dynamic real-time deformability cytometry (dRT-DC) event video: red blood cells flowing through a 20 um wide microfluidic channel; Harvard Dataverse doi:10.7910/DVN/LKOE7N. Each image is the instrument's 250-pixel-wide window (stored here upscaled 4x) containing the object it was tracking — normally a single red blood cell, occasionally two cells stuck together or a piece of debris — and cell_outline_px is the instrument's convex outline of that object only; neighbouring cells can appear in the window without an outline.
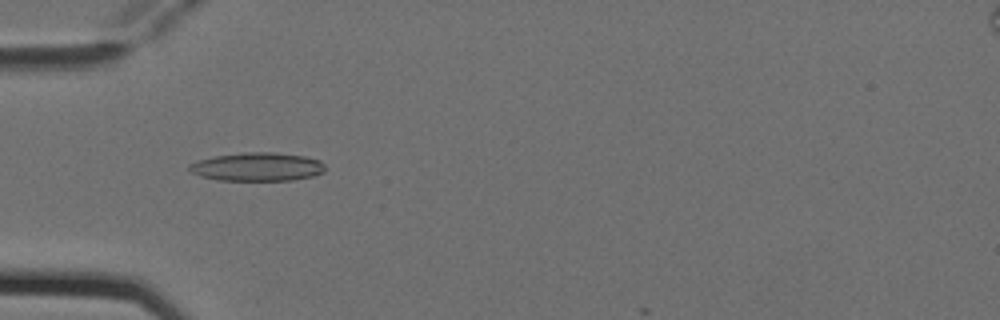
{"species": "Egyptian fruit bat (a non-hibernating species)", "species_latin": "Rousettus aegyptiacus", "temperature_condition": "cold", "stored_images_in_passage": 3, "camera_frame_rate_fps": 3000, "um_per_image_px": 0.085, "animal": {"sex": "female"}, "frame": {"image": 1, "passage_image": 2, "time_ms": 0.333, "image_size_px": [1000, 320], "cell_outline_px": [[324, 172], [312, 176], [292, 180], [216, 180], [200, 176], [192, 172], [188, 168], [188, 164], [200, 160], [216, 156], [244, 152], [272, 152], [304, 156], [320, 160], [324, 164]], "centroid_in_image_um": [21.87, 14.18], "position_along_channel_um": 63.1, "area_um2": 22.43}}
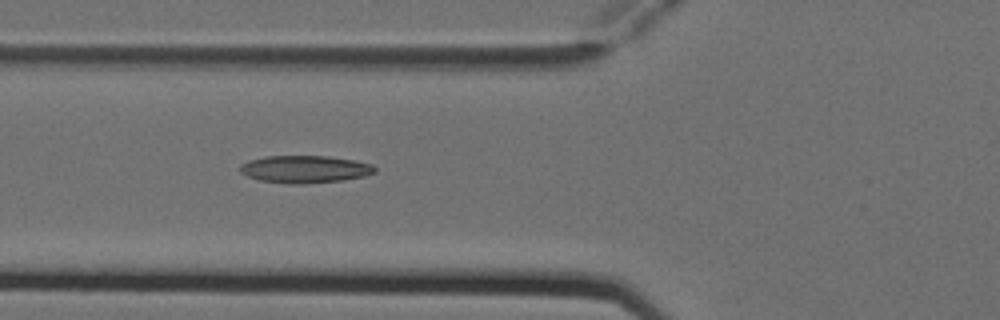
{"frame": {"image": 2, "passage_image": 3, "time_ms": 0.667, "image_size_px": [1000, 320], "cell_outline_px": [[376, 172], [364, 176], [344, 180], [304, 184], [288, 184], [260, 180], [248, 176], [240, 172], [240, 164], [248, 160], [264, 156], [328, 156], [356, 160], [372, 164], [376, 168]], "centroid_in_image_um": [25.92, 14.38], "position_along_channel_um": 99.9, "area_um2": 21.73}}